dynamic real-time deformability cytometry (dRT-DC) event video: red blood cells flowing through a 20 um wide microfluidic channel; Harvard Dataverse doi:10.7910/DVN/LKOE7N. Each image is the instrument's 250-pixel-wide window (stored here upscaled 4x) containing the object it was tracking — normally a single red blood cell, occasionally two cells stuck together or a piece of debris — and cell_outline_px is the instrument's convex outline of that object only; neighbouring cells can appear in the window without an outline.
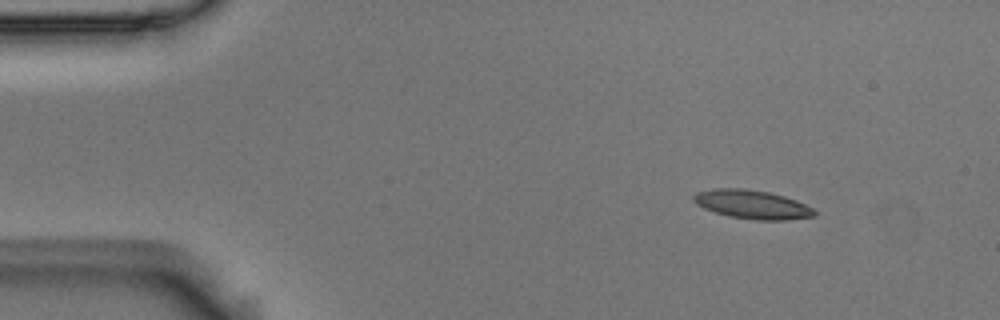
{"species": "Egyptian fruit bat (a non-hibernating species)", "species_latin": "Rousettus aegyptiacus", "temperature_condition": "room temperature", "stored_images_in_passage": 6, "camera_frame_rate_fps": 3000, "um_per_image_px": 0.085, "animal": {"sex": "male"}, "frame": {"image": 1, "passage_image": 1, "time_ms": 0.0, "image_size_px": [1000, 320], "cell_outline_px": [[816, 216], [784, 220], [756, 220], [728, 216], [704, 208], [696, 204], [692, 200], [692, 196], [696, 192], [712, 188], [744, 188], [768, 192], [784, 196], [796, 200], [812, 208], [816, 212]], "centroid_in_image_um": [63.9, 17.37], "position_along_channel_um": 21.1, "area_um2": 20.29}}
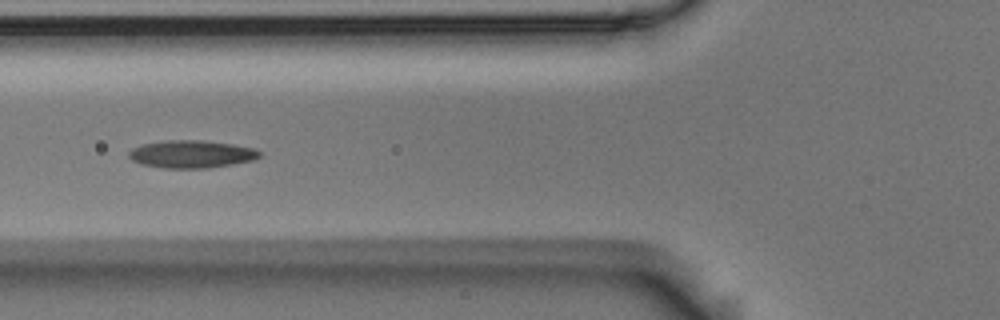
{"frame": {"image": 2, "passage_image": 5, "time_ms": 1.333, "image_size_px": [1000, 320], "cell_outline_px": [[260, 156], [252, 160], [232, 164], [208, 168], [164, 168], [140, 164], [132, 160], [128, 156], [128, 152], [132, 148], [144, 144], [168, 140], [204, 140], [232, 144], [256, 148], [260, 152]], "centroid_in_image_um": [16.27, 13.1], "position_along_channel_um": 109.5, "area_um2": 21.04}}
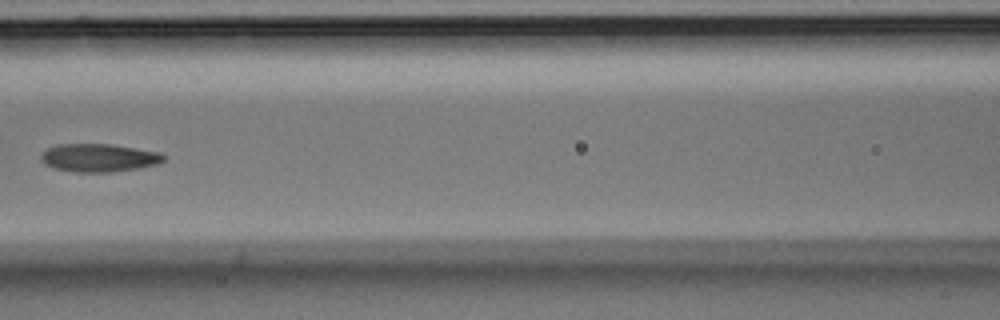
{"frame": {"image": 3, "passage_image": 6, "time_ms": 1.667, "image_size_px": [1000, 320], "cell_outline_px": [[164, 160], [156, 164], [136, 168], [112, 172], [76, 172], [52, 168], [44, 164], [40, 160], [40, 152], [56, 144], [112, 144], [160, 152], [164, 156]], "centroid_in_image_um": [8.33, 13.4], "position_along_channel_um": 158.3, "area_um2": 20.17}}